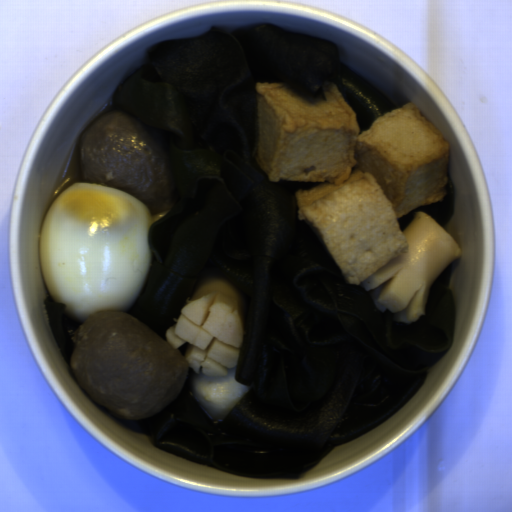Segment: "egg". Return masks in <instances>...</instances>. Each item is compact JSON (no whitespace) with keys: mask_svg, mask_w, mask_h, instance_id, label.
Listing matches in <instances>:
<instances>
[{"mask_svg":"<svg viewBox=\"0 0 512 512\" xmlns=\"http://www.w3.org/2000/svg\"><path fill=\"white\" fill-rule=\"evenodd\" d=\"M154 216L129 193L92 182L72 184L48 207L38 254L47 296L65 318L135 305L147 282Z\"/></svg>","mask_w":512,"mask_h":512,"instance_id":"d2b9013d","label":"egg"}]
</instances>
